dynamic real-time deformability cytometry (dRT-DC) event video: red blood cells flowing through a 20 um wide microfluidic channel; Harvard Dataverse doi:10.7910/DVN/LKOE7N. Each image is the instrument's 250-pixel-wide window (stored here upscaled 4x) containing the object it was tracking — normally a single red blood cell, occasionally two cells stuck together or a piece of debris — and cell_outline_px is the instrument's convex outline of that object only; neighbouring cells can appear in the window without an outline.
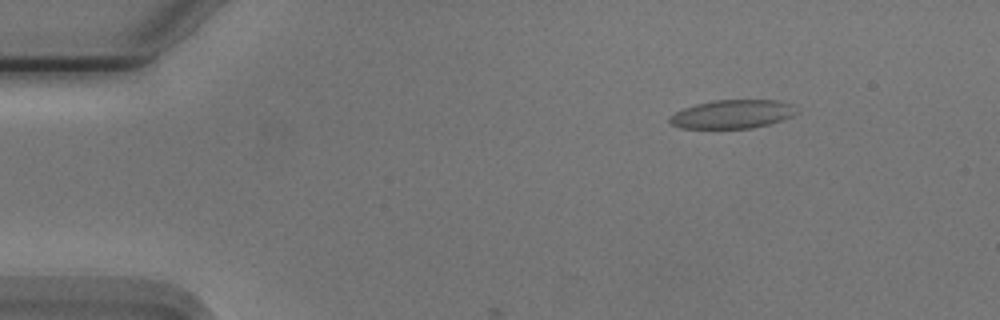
{"species": "Egyptian fruit bat (a non-hibernating species)", "species_latin": "Rousettus aegyptiacus", "temperature_condition": "cold", "stored_images_in_passage": 12, "camera_frame_rate_fps": 3000, "um_per_image_px": 0.085, "animal": {"sex": "male"}, "frame": {"image": 1, "passage_image": 8, "time_ms": 2.333, "image_size_px": [1000, 320], "cell_outline_px": [[792, 116], [768, 124], [752, 128], [680, 128], [672, 124], [668, 120], [676, 112], [684, 108], [696, 104], [712, 100], [776, 100], [792, 104]], "centroid_in_image_um": [62.19, 9.7], "position_along_channel_um": 22.8, "area_um2": 20.69}}